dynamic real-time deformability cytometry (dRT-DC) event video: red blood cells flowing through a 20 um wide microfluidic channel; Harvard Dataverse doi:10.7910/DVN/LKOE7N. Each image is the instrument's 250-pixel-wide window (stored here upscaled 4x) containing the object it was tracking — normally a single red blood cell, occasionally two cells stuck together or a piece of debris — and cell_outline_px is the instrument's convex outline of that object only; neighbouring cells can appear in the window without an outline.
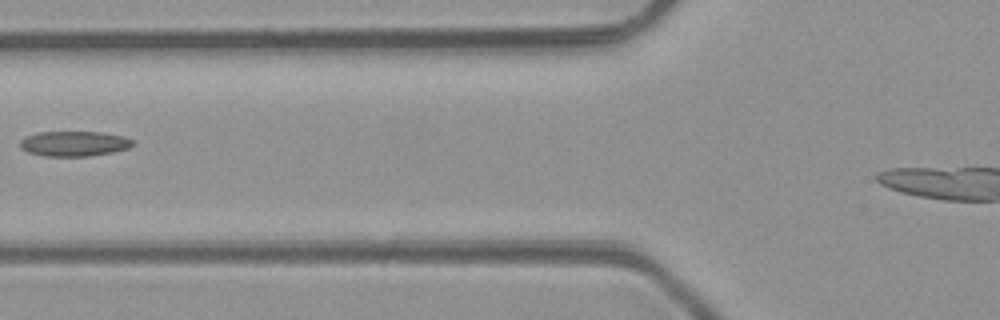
{"species": "common noctule bat (a hibernating species)", "species_latin": "Nyctalus noctula", "temperature_condition": "room temperature", "stored_images_in_passage": 6, "camera_frame_rate_fps": 3000, "um_per_image_px": 0.085, "animal": {"sex": "male", "body_mass_g": 23.1, "forearm_length_mm": 52.7}, "frame": {"image": 1, "passage_image": 6, "time_ms": 5.667, "image_size_px": [1000, 320], "cell_outline_px": [[132, 144], [128, 148], [112, 152], [88, 156], [44, 156], [28, 152], [20, 148], [20, 140], [24, 136], [40, 132], [100, 132], [124, 136], [132, 140]], "centroid_in_image_um": [6.25, 12.21], "position_along_channel_um": 119.5, "area_um2": 16.42}}